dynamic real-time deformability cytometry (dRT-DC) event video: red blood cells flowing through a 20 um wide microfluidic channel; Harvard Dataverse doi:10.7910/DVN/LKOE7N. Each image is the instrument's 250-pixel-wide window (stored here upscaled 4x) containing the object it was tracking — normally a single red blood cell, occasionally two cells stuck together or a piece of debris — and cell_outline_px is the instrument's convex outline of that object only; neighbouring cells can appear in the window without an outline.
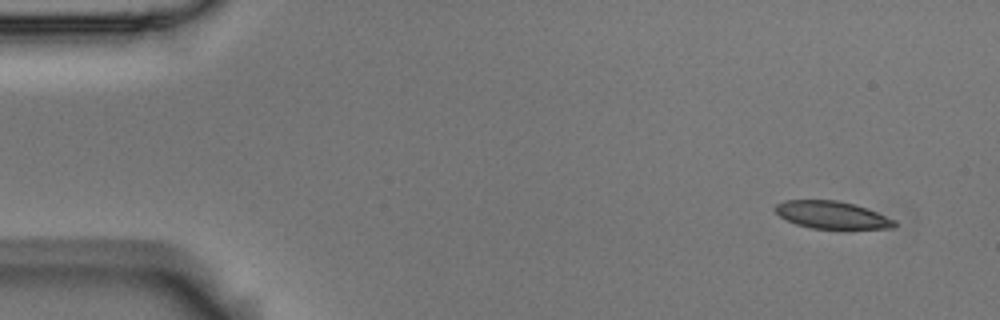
{"species": "Egyptian fruit bat (a non-hibernating species)", "species_latin": "Rousettus aegyptiacus", "temperature_condition": "room temperature", "stored_images_in_passage": 5, "camera_frame_rate_fps": 3000, "um_per_image_px": 0.085, "animal": {"sex": "male"}, "frame": {"image": 1, "passage_image": 1, "time_ms": 0.0, "image_size_px": [1000, 320], "cell_outline_px": [[896, 224], [892, 228], [812, 228], [796, 224], [780, 216], [772, 208], [776, 204], [784, 200], [836, 200], [856, 204], [896, 220]], "centroid_in_image_um": [70.68, 18.25], "position_along_channel_um": 14.3, "area_um2": 18.9}}
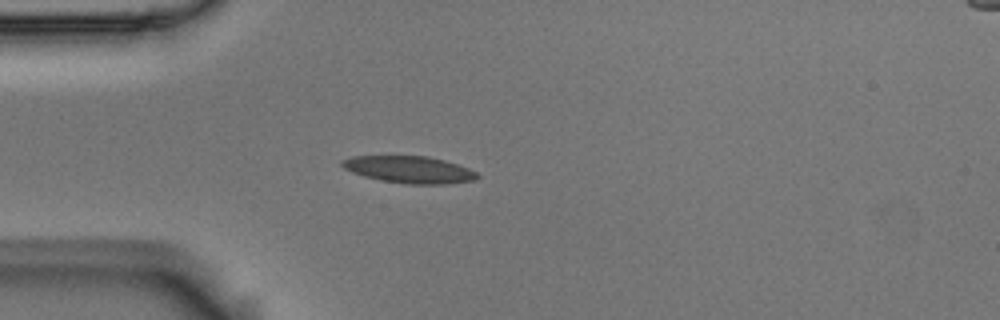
{"frame": {"image": 2, "passage_image": 4, "time_ms": 1.0, "image_size_px": [1000, 320], "cell_outline_px": [[480, 176], [476, 180], [444, 184], [408, 184], [384, 180], [364, 176], [352, 172], [344, 168], [340, 164], [340, 160], [352, 156], [428, 156], [444, 160], [468, 168], [476, 172]], "centroid_in_image_um": [34.79, 14.41], "position_along_channel_um": 50.2, "area_um2": 21.15}}